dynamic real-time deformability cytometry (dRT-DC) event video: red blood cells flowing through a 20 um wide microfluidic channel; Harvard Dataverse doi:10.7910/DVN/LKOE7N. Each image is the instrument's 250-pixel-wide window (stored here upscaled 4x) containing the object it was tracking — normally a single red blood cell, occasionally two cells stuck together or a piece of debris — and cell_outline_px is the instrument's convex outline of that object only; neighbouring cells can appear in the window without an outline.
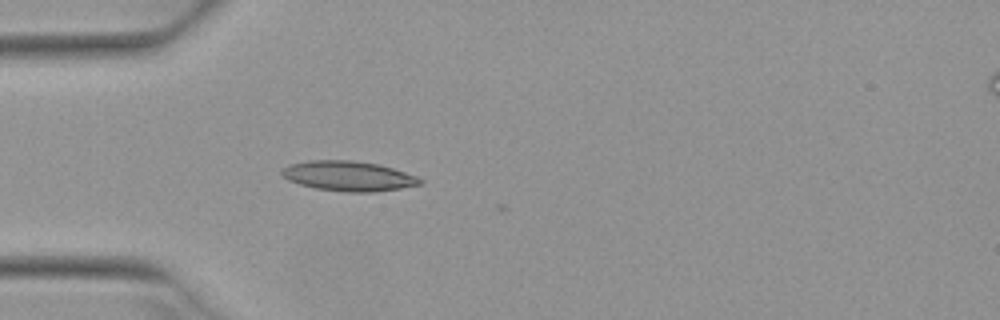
{"species": "Egyptian fruit bat (a non-hibernating species)", "species_latin": "Rousettus aegyptiacus", "temperature_condition": "warm", "stored_images_in_passage": 34, "camera_frame_rate_fps": 3000, "um_per_image_px": 0.085, "animal": {"sex": "female"}, "frame": {"image": 1, "passage_image": 1, "time_ms": 0.0, "image_size_px": [1000, 320], "cell_outline_px": [[424, 184], [400, 188], [372, 192], [348, 192], [316, 188], [300, 184], [288, 180], [280, 172], [280, 168], [288, 164], [308, 160], [352, 160], [380, 164], [416, 176], [424, 180]], "centroid_in_image_um": [29.6, 14.95], "position_along_channel_um": 55.4, "area_um2": 24.22}}
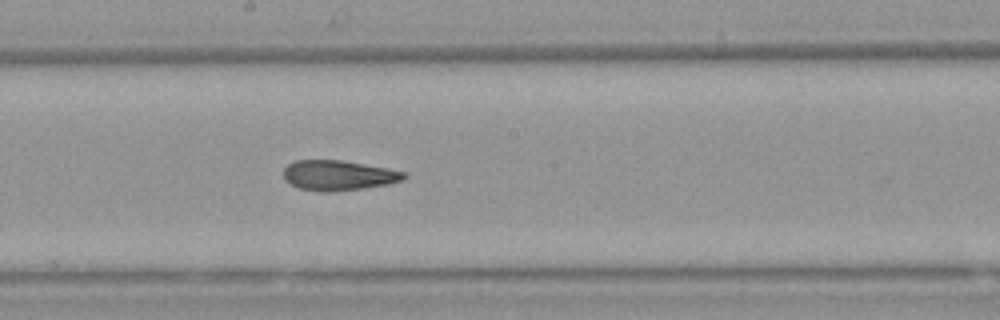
{"frame": {"image": 2, "passage_image": 14, "time_ms": 4.333, "image_size_px": [1000, 320], "cell_outline_px": [[408, 176], [400, 180], [388, 184], [332, 192], [320, 192], [300, 188], [284, 180], [284, 168], [292, 160], [344, 160], [388, 168], [404, 172]], "centroid_in_image_um": [28.73, 14.89], "position_along_channel_um": 219.5, "area_um2": 21.1}}
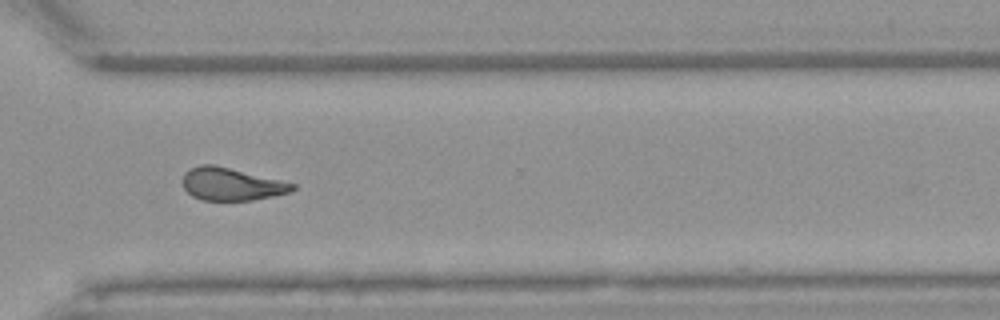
{"frame": {"image": 3, "passage_image": 24, "time_ms": 7.667, "image_size_px": [1000, 320], "cell_outline_px": [[296, 188], [292, 192], [252, 200], [200, 200], [192, 196], [184, 188], [180, 180], [184, 172], [188, 168], [200, 164], [212, 164], [280, 180], [296, 184]], "centroid_in_image_um": [19.61, 15.65], "position_along_channel_um": 351.0, "area_um2": 20.98}, "authors_computed_cell_mechanics": {"area_um2": 21.6461, "velocity_mm_per_s": 3.9472, "shape_relaxation_time_tau1_ms": null, "shape_relaxation_time_tau2_ms": 1.5319, "deformation_change_tau1": null, "deformation_change_tau2": 0.0969}}